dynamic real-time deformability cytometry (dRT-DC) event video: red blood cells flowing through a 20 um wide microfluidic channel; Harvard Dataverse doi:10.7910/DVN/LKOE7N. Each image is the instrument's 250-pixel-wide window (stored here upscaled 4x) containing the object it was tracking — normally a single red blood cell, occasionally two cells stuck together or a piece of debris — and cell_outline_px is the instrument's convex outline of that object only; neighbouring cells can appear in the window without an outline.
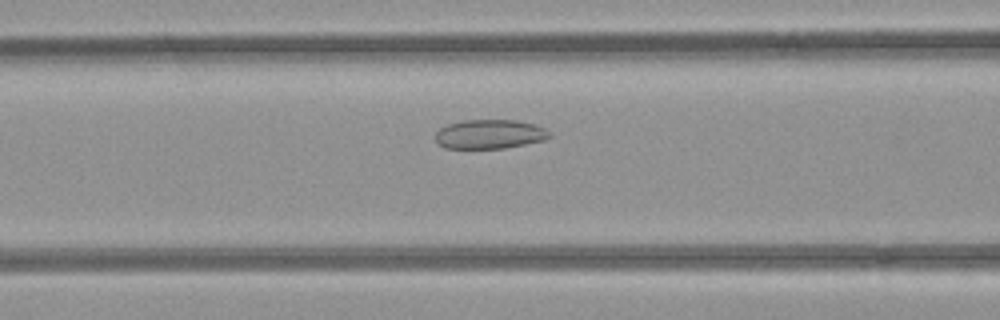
{"species": "common noctule bat (a hibernating species)", "species_latin": "Nyctalus noctula", "temperature_condition": "room temperature", "stored_images_in_passage": 39, "camera_frame_rate_fps": 3000, "um_per_image_px": 0.085, "animal": {"sex": "female", "body_mass_g": 21.9}, "frame": {"image": 1, "passage_image": 8, "time_ms": 2.333, "image_size_px": [1000, 320], "cell_outline_px": [[552, 136], [544, 140], [504, 148], [444, 148], [436, 140], [436, 132], [440, 128], [448, 124], [460, 120], [516, 120], [536, 124], [552, 132]], "centroid_in_image_um": [41.65, 11.39], "position_along_channel_um": 124.9, "area_um2": 19.48}}
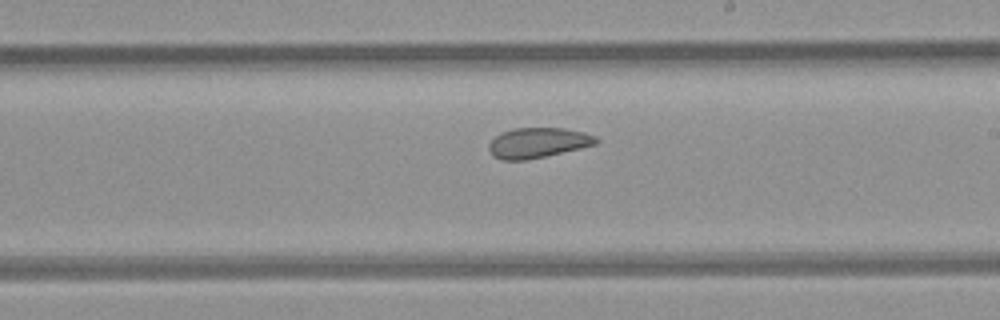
{"frame": {"image": 2, "passage_image": 17, "time_ms": 5.333, "image_size_px": [1000, 320], "cell_outline_px": [[600, 140], [596, 144], [580, 148], [544, 156], [524, 160], [500, 160], [492, 156], [488, 148], [488, 144], [496, 136], [512, 128], [564, 128], [584, 132], [596, 136]], "centroid_in_image_um": [45.71, 12.13], "position_along_channel_um": 243.3, "area_um2": 18.79}}
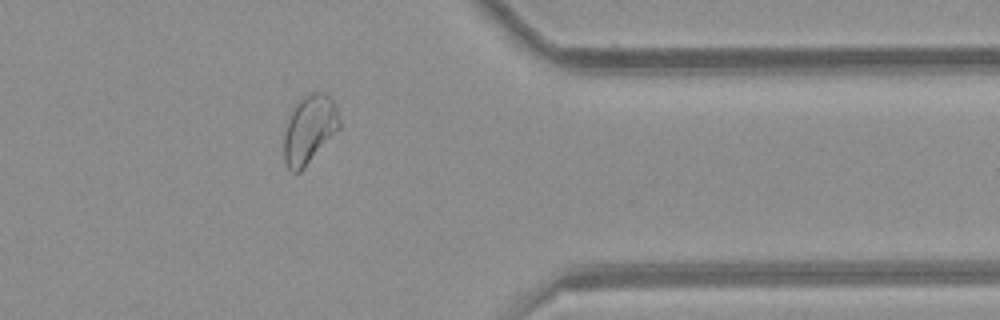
{"frame": {"image": 3, "passage_image": 29, "time_ms": 9.333, "image_size_px": [1000, 320], "cell_outline_px": [[340, 128], [304, 168], [300, 172], [292, 172], [284, 164], [284, 132], [288, 116], [292, 108], [300, 96], [308, 92], [324, 92], [336, 104], [340, 120]], "centroid_in_image_um": [26.27, 10.96], "position_along_channel_um": 385.1, "area_um2": 22.54}, "authors_computed_cell_mechanics": {"area_um2": 20.519, "velocity_mm_per_s": 3.9444, "shape_relaxation_time_tau1_ms": null, "shape_relaxation_time_tau2_ms": 2.2184, "deformation_change_tau1": null, "deformation_change_tau2": 0.0846}}